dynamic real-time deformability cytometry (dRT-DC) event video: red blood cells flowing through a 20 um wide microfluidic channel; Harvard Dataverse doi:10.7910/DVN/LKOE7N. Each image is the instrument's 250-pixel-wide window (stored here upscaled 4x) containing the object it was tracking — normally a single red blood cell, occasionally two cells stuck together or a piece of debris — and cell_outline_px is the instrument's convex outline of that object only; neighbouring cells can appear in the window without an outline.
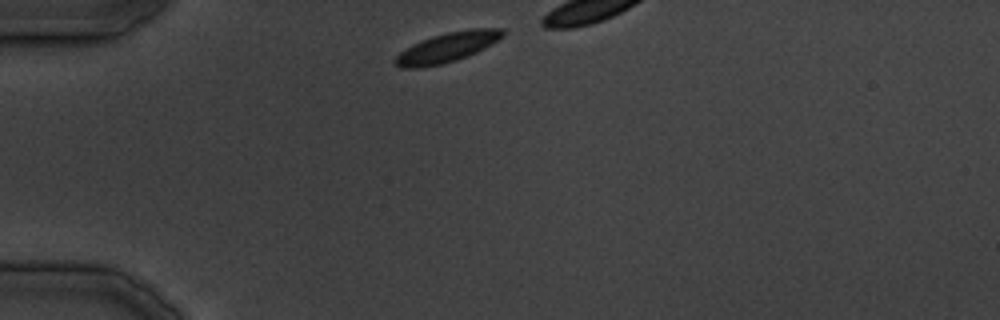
{"species": "common noctule bat (a hibernating species)", "species_latin": "Nyctalus noctula", "temperature_condition": "cold", "stored_images_in_passage": 8, "camera_frame_rate_fps": 3000, "um_per_image_px": 0.085, "animal": {"sex": "male", "body_mass_g": 19.5, "forearm_length_mm": 54.6}, "frame": {"image": 1, "passage_image": 1, "time_ms": 0.0, "image_size_px": [1000, 320], "cell_outline_px": [[504, 36], [492, 44], [468, 56], [456, 60], [440, 64], [420, 68], [404, 68], [396, 64], [392, 60], [400, 52], [412, 44], [432, 36], [448, 32], [468, 28], [504, 28]], "centroid_in_image_um": [38.03, 4.01], "position_along_channel_um": 47.0, "area_um2": 18.61}}